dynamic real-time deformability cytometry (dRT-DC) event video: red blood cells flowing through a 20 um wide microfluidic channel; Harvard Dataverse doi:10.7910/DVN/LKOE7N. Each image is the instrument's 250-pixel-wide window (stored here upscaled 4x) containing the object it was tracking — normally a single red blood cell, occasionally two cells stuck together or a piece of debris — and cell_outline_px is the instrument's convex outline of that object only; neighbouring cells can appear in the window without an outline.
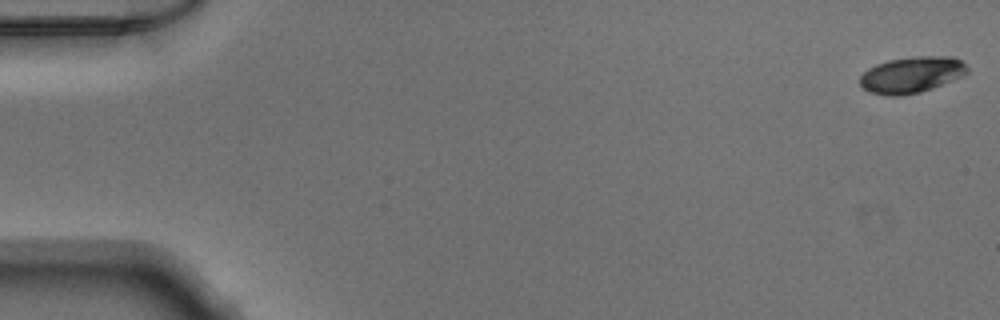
{"species": "Egyptian fruit bat (a non-hibernating species)", "species_latin": "Rousettus aegyptiacus", "temperature_condition": "warm", "stored_images_in_passage": 51, "camera_frame_rate_fps": 3000, "um_per_image_px": 0.085, "animal": {"sex": "male"}, "frame": {"image": 1, "passage_image": 1, "time_ms": 0.0, "image_size_px": [1000, 320], "cell_outline_px": [[968, 72], [960, 76], [932, 88], [920, 92], [900, 96], [892, 96], [868, 92], [860, 84], [860, 76], [868, 68], [876, 64], [888, 60], [916, 56], [952, 56], [960, 60], [968, 68]], "centroid_in_image_um": [77.45, 6.35], "position_along_channel_um": 7.6, "area_um2": 22.48}}
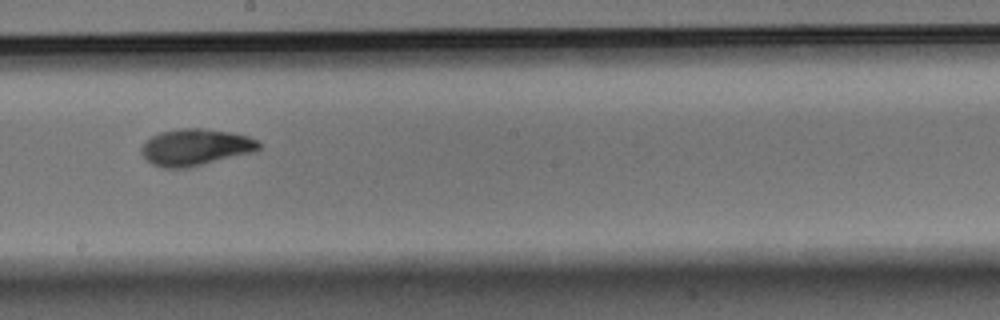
{"frame": {"image": 2, "passage_image": 29, "time_ms": 9.333, "image_size_px": [1000, 320], "cell_outline_px": [[260, 148], [256, 152], [184, 168], [164, 168], [152, 164], [140, 152], [140, 148], [152, 136], [160, 132], [180, 128], [204, 128], [232, 132], [248, 136], [256, 140], [260, 144]], "centroid_in_image_um": [16.63, 12.5], "position_along_channel_um": 231.6, "area_um2": 25.03}}
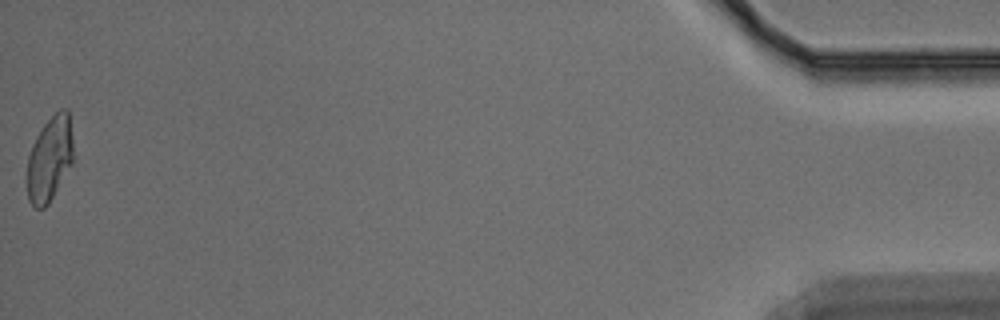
{"frame": {"image": 3, "passage_image": 51, "time_ms": 16.667, "image_size_px": [1000, 320], "cell_outline_px": [[72, 164], [48, 204], [44, 208], [36, 208], [28, 200], [28, 156], [32, 144], [36, 136], [44, 124], [60, 108], [68, 108], [72, 136]], "centroid_in_image_um": [4.23, 13.48], "position_along_channel_um": 431.0, "area_um2": 22.6}}